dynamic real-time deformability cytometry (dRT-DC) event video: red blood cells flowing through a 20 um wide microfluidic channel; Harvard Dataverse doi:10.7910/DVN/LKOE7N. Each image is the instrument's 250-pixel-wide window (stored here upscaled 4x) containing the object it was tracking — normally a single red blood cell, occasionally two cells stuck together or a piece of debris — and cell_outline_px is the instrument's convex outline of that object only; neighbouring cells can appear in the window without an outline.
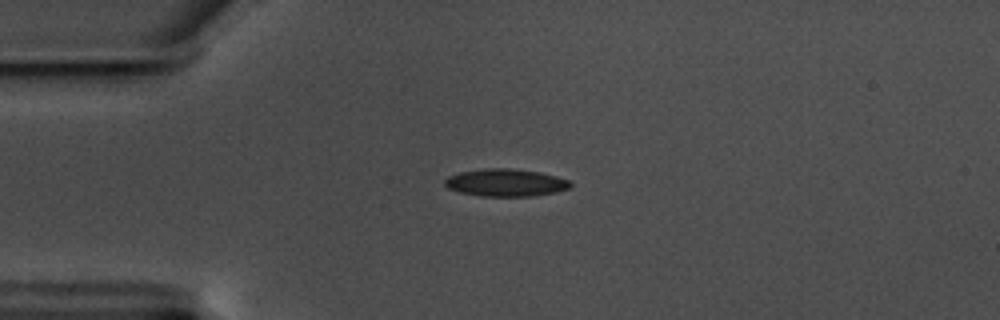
{"species": "common noctule bat (a hibernating species)", "species_latin": "Nyctalus noctula", "temperature_condition": "warm", "stored_images_in_passage": 45, "camera_frame_rate_fps": 3000, "um_per_image_px": 0.085, "animal": {"sex": "male", "body_mass_g": 17.5, "forearm_length_mm": 52.3}, "frame": {"image": 1, "passage_image": 1, "time_ms": 0.0, "image_size_px": [1000, 320], "cell_outline_px": [[572, 188], [556, 192], [532, 196], [480, 196], [460, 192], [448, 188], [444, 184], [444, 180], [448, 176], [460, 172], [488, 168], [508, 168], [536, 172], [556, 176], [568, 180], [572, 184]], "centroid_in_image_um": [42.98, 15.53], "position_along_channel_um": 42.0, "area_um2": 20.0}}
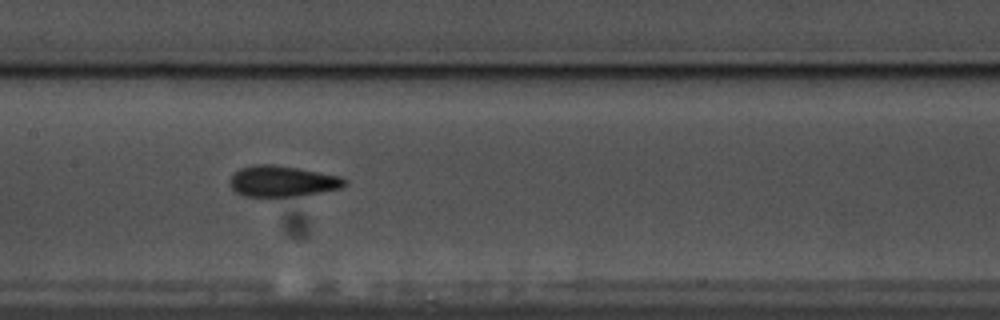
{"frame": {"image": 2, "passage_image": 15, "time_ms": 4.667, "image_size_px": [1000, 320], "cell_outline_px": [[348, 184], [340, 188], [300, 196], [244, 196], [236, 192], [228, 184], [228, 180], [240, 168], [252, 164], [272, 164], [296, 168], [340, 176], [348, 180]], "centroid_in_image_um": [23.98, 15.4], "position_along_channel_um": 183.4, "area_um2": 20.69}}
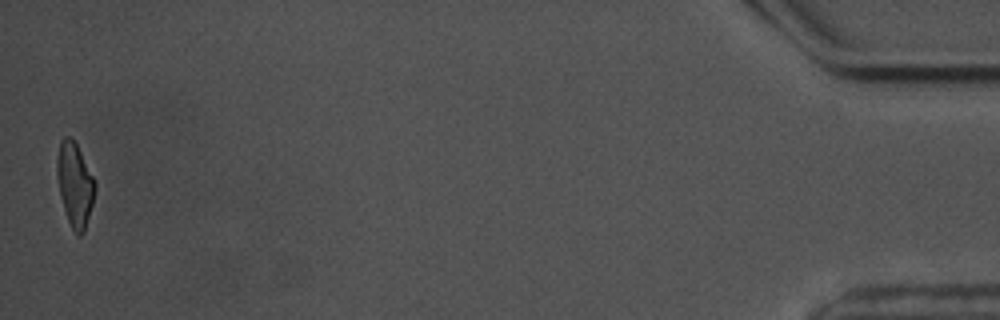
{"frame": {"image": 3, "passage_image": 44, "time_ms": 14.333, "image_size_px": [1000, 320], "cell_outline_px": [[96, 188], [92, 204], [84, 232], [80, 236], [76, 236], [68, 220], [60, 196], [56, 176], [56, 156], [60, 140], [64, 136], [72, 136], [96, 184]], "centroid_in_image_um": [6.33, 15.66], "position_along_channel_um": 428.9, "area_um2": 18.55}, "authors_computed_cell_mechanics": {"area_um2": 19.652, "velocity_mm_per_s": 3.5335, "shape_relaxation_time_tau1_ms": 6.3932, "shape_relaxation_time_tau2_ms": 2.018, "deformation_change_tau1": 0.1636, "deformation_change_tau2": 0.095}}